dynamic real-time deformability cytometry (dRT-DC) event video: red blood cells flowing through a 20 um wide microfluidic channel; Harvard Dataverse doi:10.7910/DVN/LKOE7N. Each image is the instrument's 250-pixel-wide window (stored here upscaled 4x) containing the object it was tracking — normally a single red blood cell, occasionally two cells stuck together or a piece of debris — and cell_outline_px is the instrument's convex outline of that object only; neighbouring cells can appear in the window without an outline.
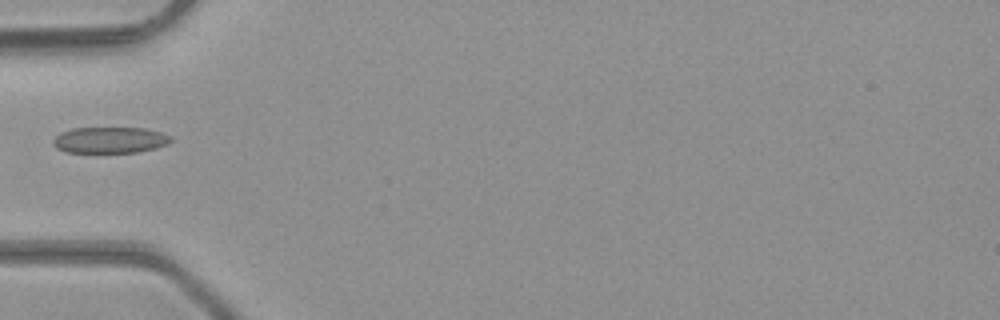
{"species": "common noctule bat (a hibernating species)", "species_latin": "Nyctalus noctula", "temperature_condition": "room temperature", "stored_images_in_passage": 4, "camera_frame_rate_fps": 3000, "um_per_image_px": 0.085, "animal": {"sex": "male", "body_mass_g": 23.1, "forearm_length_mm": 52.7}, "frame": {"image": 1, "passage_image": 3, "time_ms": 0.667, "image_size_px": [1000, 320], "cell_outline_px": [[172, 140], [168, 144], [156, 148], [136, 152], [64, 152], [56, 148], [52, 144], [52, 140], [60, 132], [72, 128], [144, 128], [160, 132], [172, 136]], "centroid_in_image_um": [9.32, 11.9], "position_along_channel_um": 75.7, "area_um2": 18.03}}
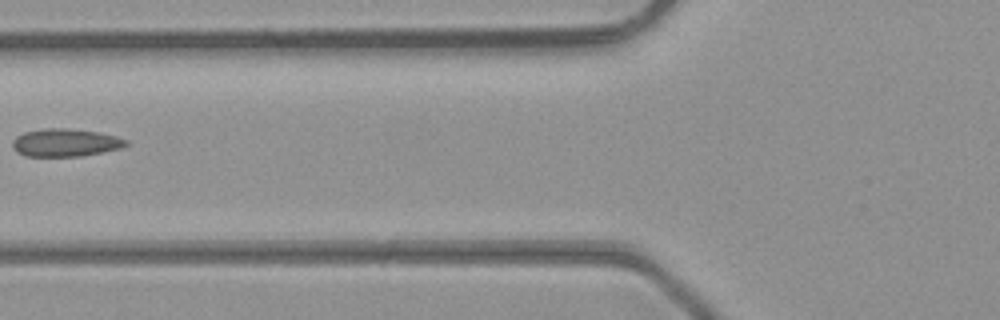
{"frame": {"image": 2, "passage_image": 4, "time_ms": 1.0, "image_size_px": [1000, 320], "cell_outline_px": [[128, 144], [120, 148], [80, 156], [24, 156], [16, 152], [12, 148], [12, 140], [16, 136], [24, 132], [48, 128], [64, 128], [100, 132], [116, 136], [128, 140]], "centroid_in_image_um": [5.52, 12.12], "position_along_channel_um": 120.3, "area_um2": 18.38}}